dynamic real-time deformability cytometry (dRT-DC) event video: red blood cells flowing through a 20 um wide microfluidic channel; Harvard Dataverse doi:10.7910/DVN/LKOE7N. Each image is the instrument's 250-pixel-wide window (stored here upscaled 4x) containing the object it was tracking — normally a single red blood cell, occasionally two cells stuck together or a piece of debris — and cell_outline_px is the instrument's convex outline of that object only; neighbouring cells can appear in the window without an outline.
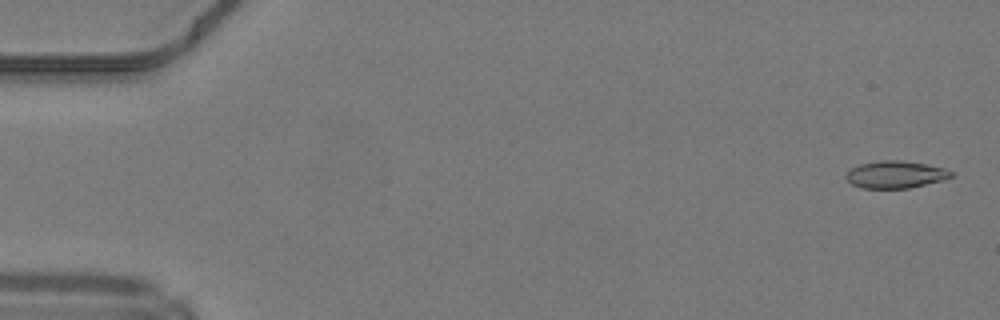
{"species": "common noctule bat (a hibernating species)", "species_latin": "Nyctalus noctula", "temperature_condition": "warm", "stored_images_in_passage": 48, "camera_frame_rate_fps": 3000, "um_per_image_px": 0.085, "animal": {"sex": "male", "body_mass_g": 19.2, "forearm_length_mm": 51.8}, "frame": {"image": 1, "passage_image": 2, "time_ms": 0.333, "image_size_px": [1000, 320], "cell_outline_px": [[956, 176], [944, 180], [908, 188], [860, 188], [852, 184], [844, 176], [852, 168], [860, 164], [880, 160], [900, 160], [924, 164], [944, 168], [956, 172]], "centroid_in_image_um": [76.17, 14.84], "position_along_channel_um": 8.8, "area_um2": 16.76}}
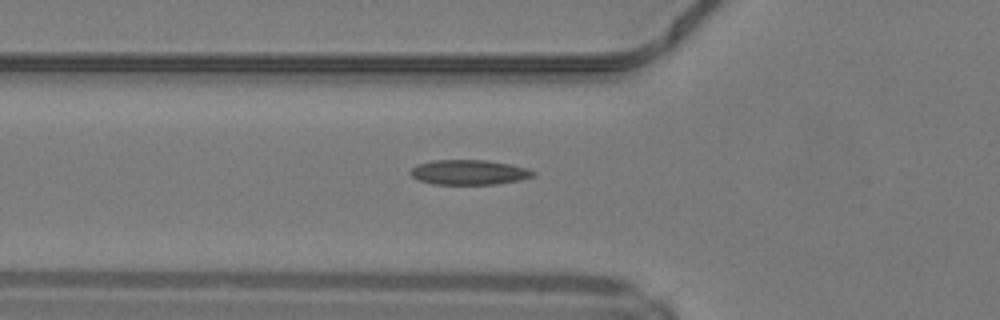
{"frame": {"image": 2, "passage_image": 18, "time_ms": 5.667, "image_size_px": [1000, 320], "cell_outline_px": [[536, 176], [520, 180], [496, 184], [432, 184], [420, 180], [412, 176], [408, 172], [416, 164], [432, 160], [488, 160], [528, 168], [536, 172]], "centroid_in_image_um": [39.87, 14.64], "position_along_channel_um": 85.9, "area_um2": 17.92}}
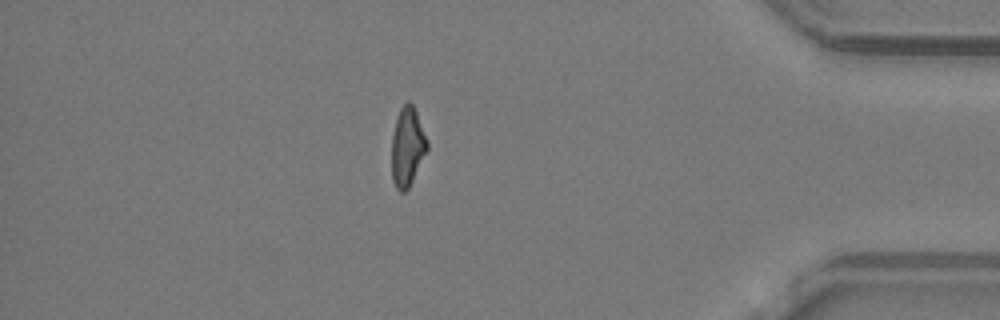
{"frame": {"image": 3, "passage_image": 43, "time_ms": 14.0, "image_size_px": [1000, 320], "cell_outline_px": [[428, 148], [408, 188], [404, 192], [400, 192], [396, 188], [392, 180], [392, 136], [396, 116], [400, 108], [408, 100], [412, 104], [416, 112], [428, 140]], "centroid_in_image_um": [34.61, 12.46], "position_along_channel_um": 400.6, "area_um2": 16.24}, "authors_computed_cell_mechanics": {"area_um2": 16.8776, "velocity_mm_per_s": 4.2288, "shape_relaxation_time_tau1_ms": 10.9077, "shape_relaxation_time_tau2_ms": 2.0464, "deformation_change_tau1": 0.2489, "deformation_change_tau2": 0.0894}}